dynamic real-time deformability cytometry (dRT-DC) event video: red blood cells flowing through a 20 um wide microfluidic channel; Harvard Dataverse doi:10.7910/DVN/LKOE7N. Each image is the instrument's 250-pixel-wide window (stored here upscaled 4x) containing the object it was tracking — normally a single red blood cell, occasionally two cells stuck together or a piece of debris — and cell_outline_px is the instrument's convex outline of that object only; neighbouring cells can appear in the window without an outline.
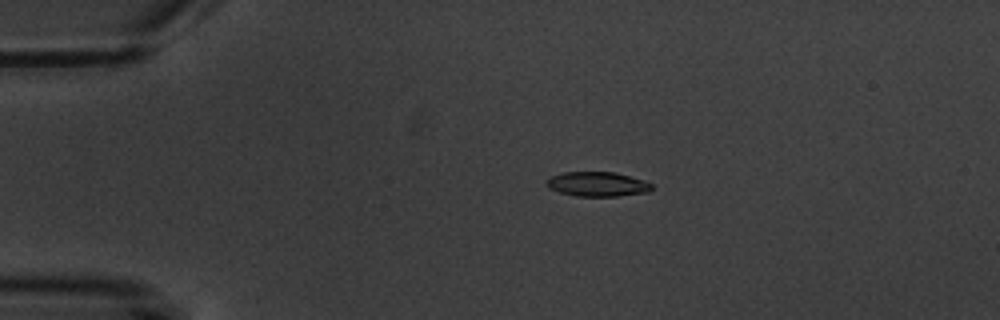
{"species": "common noctule bat (a hibernating species)", "species_latin": "Nyctalus noctula", "temperature_condition": "warm", "stored_images_in_passage": 4, "camera_frame_rate_fps": 3000, "um_per_image_px": 0.085, "animal": {"sex": "male", "body_mass_g": 20.1, "forearm_length_mm": 53.5}, "frame": {"image": 1, "passage_image": 3, "time_ms": 2.333, "image_size_px": [1000, 320], "cell_outline_px": [[652, 188], [648, 192], [620, 196], [576, 196], [560, 192], [548, 188], [544, 184], [544, 180], [552, 176], [564, 172], [616, 172], [644, 180], [652, 184]], "centroid_in_image_um": [50.75, 15.65], "position_along_channel_um": 34.2, "area_um2": 15.2}}